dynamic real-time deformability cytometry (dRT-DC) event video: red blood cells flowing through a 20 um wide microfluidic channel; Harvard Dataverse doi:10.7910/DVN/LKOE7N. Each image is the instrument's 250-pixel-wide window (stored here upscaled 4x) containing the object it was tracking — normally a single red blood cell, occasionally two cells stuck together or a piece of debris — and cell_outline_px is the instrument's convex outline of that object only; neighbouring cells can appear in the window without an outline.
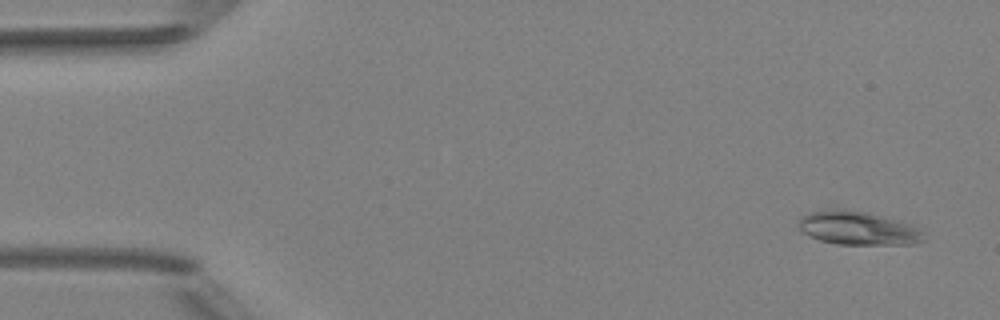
{"species": "Egyptian fruit bat (a non-hibernating species)", "species_latin": "Rousettus aegyptiacus", "temperature_condition": "room temperature", "stored_images_in_passage": 6, "camera_frame_rate_fps": 3000, "um_per_image_px": 0.085, "animal": {"sex": "female"}, "frame": {"image": 1, "passage_image": 1, "time_ms": 0.0, "image_size_px": [1000, 320], "cell_outline_px": [[924, 240], [912, 244], [836, 244], [820, 240], [804, 232], [796, 224], [800, 216], [808, 212], [824, 208], [844, 208], [864, 212], [880, 216], [916, 228], [920, 232]], "centroid_in_image_um": [72.77, 19.37], "position_along_channel_um": 12.2, "area_um2": 24.04}}
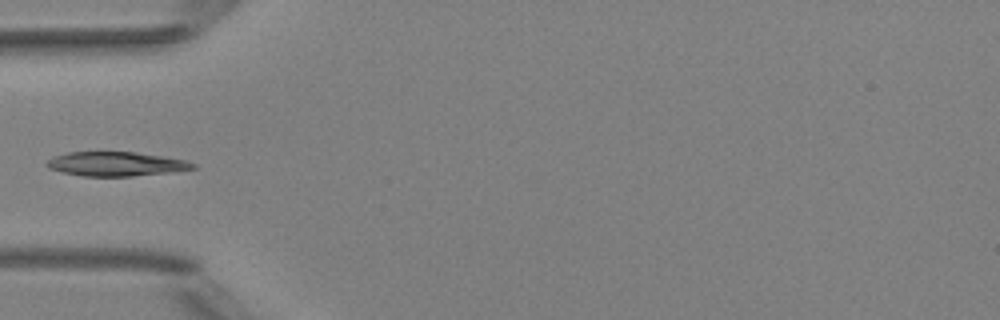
{"frame": {"image": 2, "passage_image": 5, "time_ms": 4.667, "image_size_px": [1000, 320], "cell_outline_px": [[196, 168], [168, 172], [132, 176], [84, 176], [64, 172], [48, 168], [44, 164], [52, 156], [68, 152], [100, 148], [136, 152], [188, 160], [196, 164]], "centroid_in_image_um": [9.79, 13.87], "position_along_channel_um": 75.2, "area_um2": 21.56}}
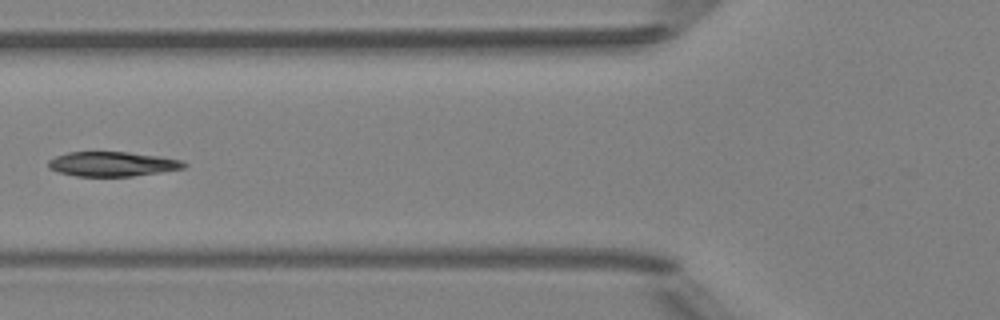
{"frame": {"image": 3, "passage_image": 6, "time_ms": 5.667, "image_size_px": [1000, 320], "cell_outline_px": [[188, 164], [184, 168], [160, 172], [132, 176], [76, 176], [60, 172], [48, 168], [48, 160], [56, 156], [68, 152], [128, 152], [160, 156], [180, 160]], "centroid_in_image_um": [9.55, 13.94], "position_along_channel_um": 116.3, "area_um2": 19.36}}